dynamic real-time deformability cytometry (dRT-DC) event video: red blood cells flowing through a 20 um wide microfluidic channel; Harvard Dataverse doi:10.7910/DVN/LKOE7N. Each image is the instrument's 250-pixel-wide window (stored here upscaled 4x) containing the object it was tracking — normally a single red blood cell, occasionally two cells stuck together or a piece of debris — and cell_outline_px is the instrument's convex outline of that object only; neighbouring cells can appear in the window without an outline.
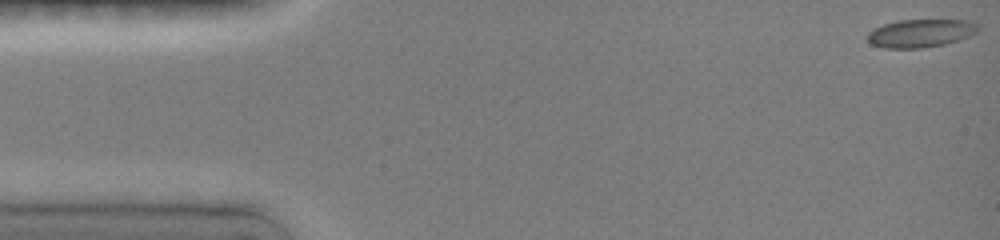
{"species": "common noctule bat (a hibernating species)", "species_latin": "Nyctalus noctula", "temperature_condition": "room temperature", "stored_images_in_passage": 58, "camera_frame_rate_fps": 3000, "um_per_image_px": 0.085, "animal": {"sex": "female", "body_mass_g": 19.0, "forearm_length_mm": 51.5}, "frame": {"image": 1, "passage_image": 1, "time_ms": 0.0, "image_size_px": [1000, 240], "cell_outline_px": [[980, 28], [976, 32], [968, 36], [944, 44], [924, 48], [884, 48], [872, 44], [868, 40], [868, 32], [884, 24], [900, 20], [972, 20], [980, 24]], "centroid_in_image_um": [78.29, 2.81], "position_along_channel_um": 6.7, "area_um2": 18.03}}
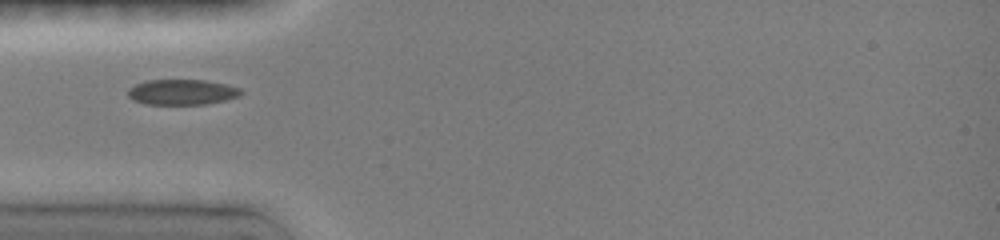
{"frame": {"image": 2, "passage_image": 17, "time_ms": 4.667, "image_size_px": [1000, 240], "cell_outline_px": [[244, 92], [236, 96], [224, 100], [204, 104], [144, 104], [132, 100], [128, 96], [128, 88], [136, 84], [148, 80], [204, 80], [224, 84], [240, 88]], "centroid_in_image_um": [15.42, 7.83], "position_along_channel_um": 69.6, "area_um2": 16.59}}
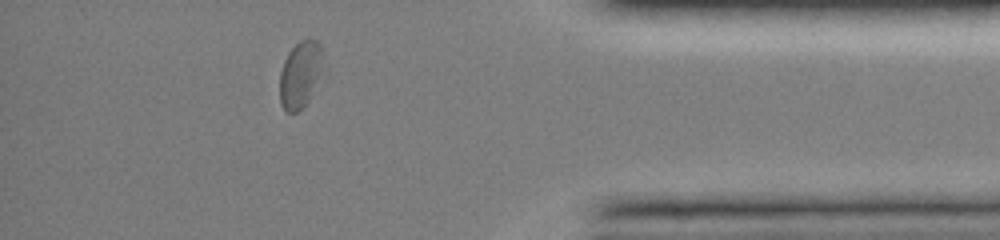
{"frame": {"image": 3, "passage_image": 52, "time_ms": 13.667, "image_size_px": [1000, 240], "cell_outline_px": [[328, 72], [308, 100], [296, 112], [284, 112], [280, 104], [280, 72], [284, 60], [288, 52], [300, 40], [316, 40], [320, 44]], "centroid_in_image_um": [25.61, 6.33], "position_along_channel_um": 409.6, "area_um2": 17.74}, "authors_computed_cell_mechanics": {"area_um2": 17.3111, "velocity_mm_per_s": 3.9914, "shape_relaxation_time_tau1_ms": 6.507, "shape_relaxation_time_tau2_ms": 1.959, "deformation_change_tau1": 0.1698, "deformation_change_tau2": 0.0448}}